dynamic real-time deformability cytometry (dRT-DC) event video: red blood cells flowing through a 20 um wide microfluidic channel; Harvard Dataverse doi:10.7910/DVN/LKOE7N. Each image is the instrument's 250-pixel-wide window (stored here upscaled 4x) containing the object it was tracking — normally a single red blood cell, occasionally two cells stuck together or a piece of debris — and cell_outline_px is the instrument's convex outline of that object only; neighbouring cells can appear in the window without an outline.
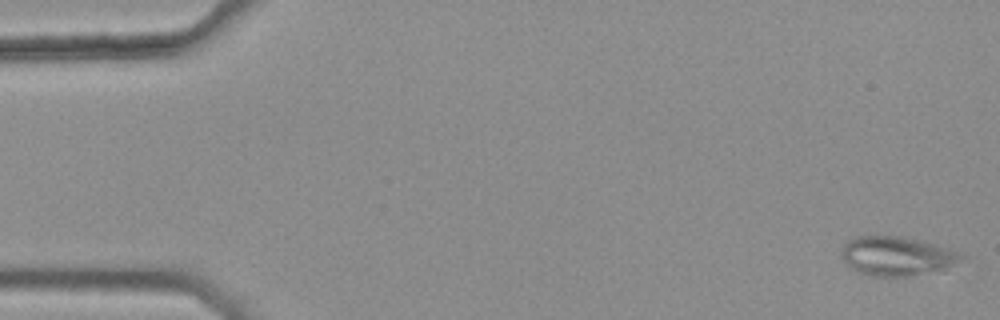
{"species": "common noctule bat (a hibernating species)", "species_latin": "Nyctalus noctula", "temperature_condition": "warm", "stored_images_in_passage": 44, "camera_frame_rate_fps": 3000, "um_per_image_px": 0.085, "animal": {"sex": "female", "body_mass_g": 25.1}, "frame": {"image": 1, "passage_image": 1, "time_ms": 0.0, "image_size_px": [1000, 320], "cell_outline_px": [[968, 256], [940, 272], [904, 276], [872, 276], [860, 272], [852, 268], [844, 260], [844, 244], [848, 240], [856, 236], [900, 236], [936, 244], [960, 252]], "centroid_in_image_um": [76.31, 21.77], "position_along_channel_um": 8.7, "area_um2": 27.22}}
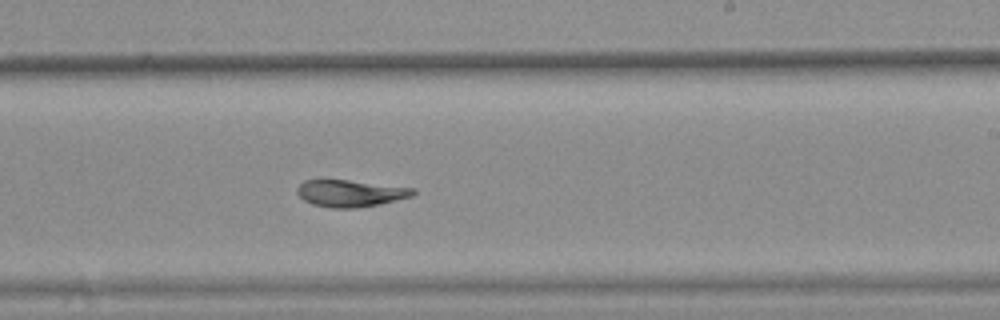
{"frame": {"image": 2, "passage_image": 32, "time_ms": 10.333, "image_size_px": [1000, 320], "cell_outline_px": [[416, 192], [412, 196], [380, 204], [356, 208], [332, 208], [312, 204], [304, 200], [296, 192], [296, 188], [304, 180], [348, 180], [416, 188]], "centroid_in_image_um": [29.79, 16.43], "position_along_channel_um": 259.2, "area_um2": 18.15}}
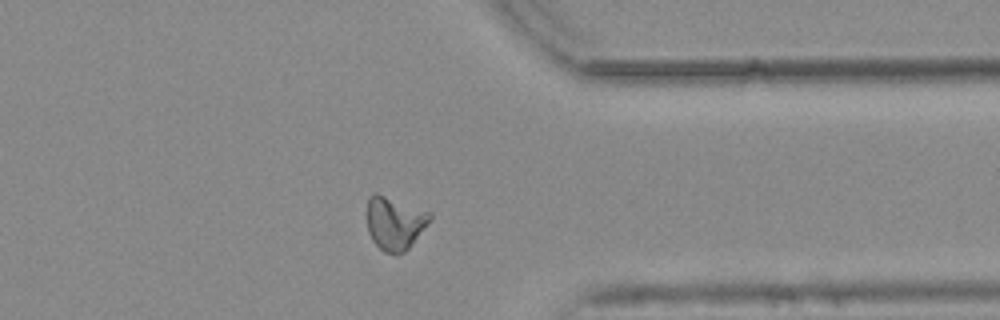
{"frame": {"image": 3, "passage_image": 42, "time_ms": 13.667, "image_size_px": [1000, 320], "cell_outline_px": [[432, 216], [408, 248], [404, 252], [396, 256], [384, 252], [372, 240], [368, 232], [368, 196], [376, 192], [432, 212]], "centroid_in_image_um": [33.53, 18.96], "position_along_channel_um": 377.9, "area_um2": 19.36}, "authors_computed_cell_mechanics": {"area_um2": 19.5653, "velocity_mm_per_s": 3.7664, "shape_relaxation_time_tau1_ms": null, "shape_relaxation_time_tau2_ms": 2.85, "deformation_change_tau1": null, "deformation_change_tau2": 0.065}}